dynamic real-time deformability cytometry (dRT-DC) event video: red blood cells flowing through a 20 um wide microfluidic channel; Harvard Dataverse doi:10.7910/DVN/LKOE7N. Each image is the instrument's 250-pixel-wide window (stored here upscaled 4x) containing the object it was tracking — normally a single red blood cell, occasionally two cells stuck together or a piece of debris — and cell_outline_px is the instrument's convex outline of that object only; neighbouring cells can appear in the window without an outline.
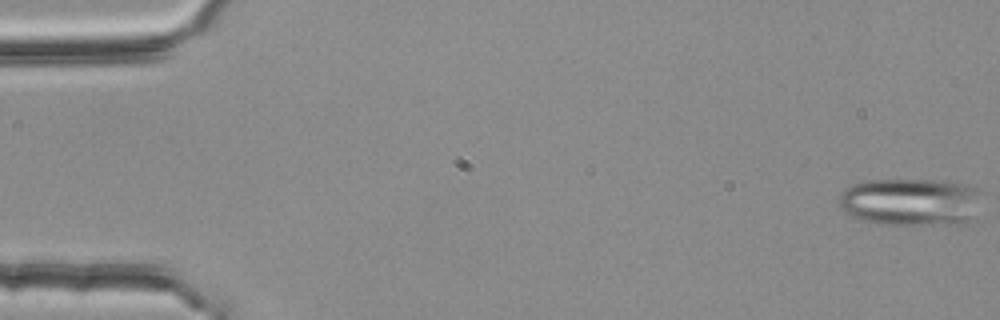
{"species": "common noctule bat (a hibernating species)", "species_latin": "Nyctalus noctula", "temperature_condition": "room temperature", "stored_images_in_passage": 4, "camera_frame_rate_fps": 3000, "um_per_image_px": 0.085, "animal": {"sex": "female", "body_mass_g": 25.1}, "frame": {"image": 1, "passage_image": 1, "time_ms": 0.0, "image_size_px": [1000, 320], "cell_outline_px": [[984, 192], [972, 224], [880, 224], [860, 220], [844, 212], [840, 208], [840, 192], [852, 184], [864, 180], [944, 180], [968, 184], [980, 188]], "centroid_in_image_um": [77.5, 17.16], "position_along_channel_um": 7.5, "area_um2": 40.75}}